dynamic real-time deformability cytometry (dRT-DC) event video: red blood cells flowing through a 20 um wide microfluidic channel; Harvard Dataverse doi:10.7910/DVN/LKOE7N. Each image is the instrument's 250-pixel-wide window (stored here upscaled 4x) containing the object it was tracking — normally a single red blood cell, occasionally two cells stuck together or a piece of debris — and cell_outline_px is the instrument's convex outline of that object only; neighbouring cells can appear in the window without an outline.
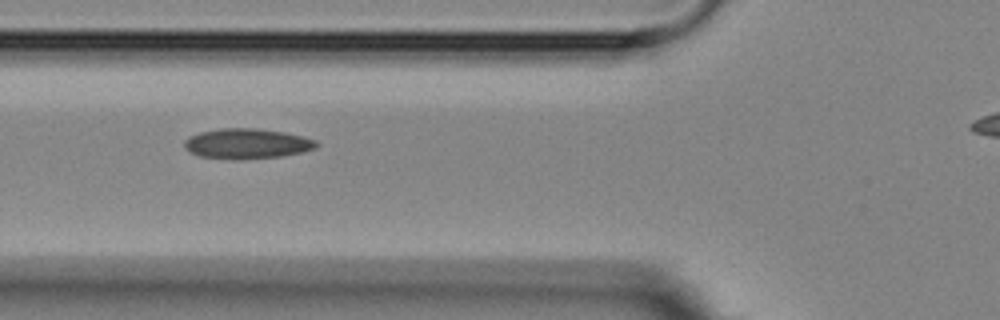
{"species": "Egyptian fruit bat (a non-hibernating species)", "species_latin": "Rousettus aegyptiacus", "temperature_condition": "room temperature", "stored_images_in_passage": 5, "segment_of_instrument_passage": [1, 2], "camera_frame_rate_fps": 3000, "um_per_image_px": 0.085, "animal": {"sex": "female"}, "frame": {"image": 1, "passage_image": 2, "time_ms": 1.0, "image_size_px": [1000, 320], "cell_outline_px": [[316, 148], [300, 152], [280, 156], [240, 160], [232, 160], [200, 156], [188, 152], [184, 148], [184, 140], [188, 136], [200, 132], [220, 128], [256, 128], [284, 132], [316, 140]], "centroid_in_image_um": [20.91, 12.21], "position_along_channel_um": 104.9, "area_um2": 23.29}}
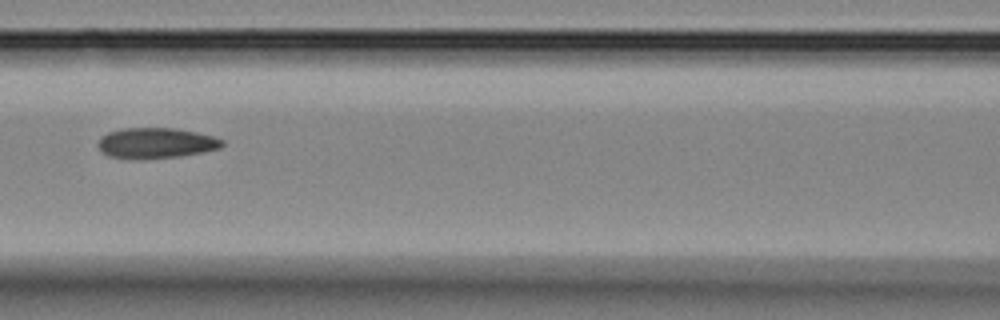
{"frame": {"image": 2, "passage_image": 3, "time_ms": 2.333, "image_size_px": [1000, 320], "cell_outline_px": [[224, 144], [220, 148], [204, 152], [180, 156], [144, 160], [136, 160], [108, 156], [96, 144], [100, 136], [108, 132], [124, 128], [176, 128], [196, 132], [212, 136], [224, 140]], "centroid_in_image_um": [13.24, 12.17], "position_along_channel_um": 153.4, "area_um2": 22.43}}
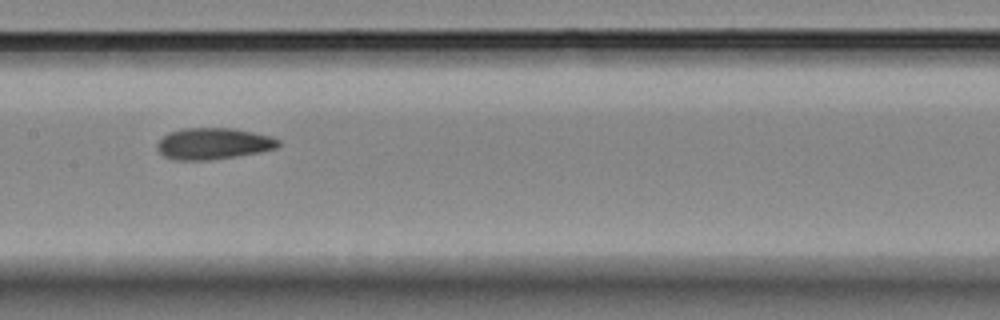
{"frame": {"image": 3, "passage_image": 4, "time_ms": 3.333, "image_size_px": [1000, 320], "cell_outline_px": [[280, 144], [276, 148], [260, 152], [236, 156], [208, 160], [172, 160], [164, 156], [156, 148], [156, 144], [168, 132], [184, 128], [232, 128], [272, 136], [280, 140]], "centroid_in_image_um": [18.12, 12.21], "position_along_channel_um": 189.3, "area_um2": 22.25}}